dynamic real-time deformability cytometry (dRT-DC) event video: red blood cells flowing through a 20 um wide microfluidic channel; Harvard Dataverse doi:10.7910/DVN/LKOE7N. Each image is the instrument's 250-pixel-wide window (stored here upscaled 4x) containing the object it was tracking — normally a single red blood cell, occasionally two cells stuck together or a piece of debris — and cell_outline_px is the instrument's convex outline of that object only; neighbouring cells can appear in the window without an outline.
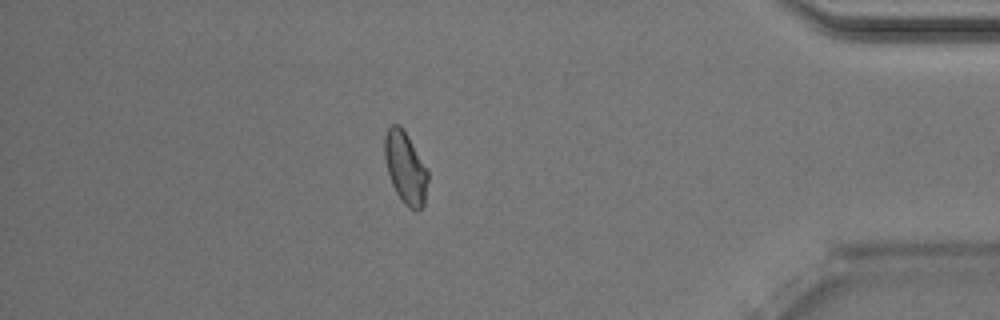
{"species": "Egyptian fruit bat (a non-hibernating species)", "species_latin": "Rousettus aegyptiacus", "temperature_condition": "room temperature", "stored_images_in_passage": 50, "camera_frame_rate_fps": 3000, "um_per_image_px": 0.085, "animal": {"sex": "male"}, "frame": {"image": 1, "passage_image": 43, "time_ms": 14.0, "image_size_px": [1000, 320], "cell_outline_px": [[428, 180], [424, 204], [416, 212], [408, 208], [404, 204], [396, 192], [392, 184], [388, 172], [384, 156], [384, 136], [388, 128], [392, 124], [400, 124], [408, 136], [428, 172]], "centroid_in_image_um": [34.45, 14.27], "position_along_channel_um": 400.8, "area_um2": 18.03}}